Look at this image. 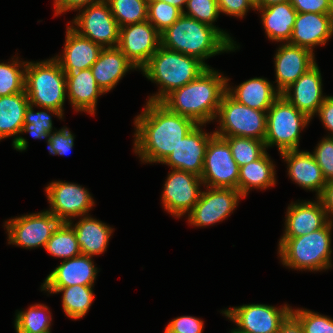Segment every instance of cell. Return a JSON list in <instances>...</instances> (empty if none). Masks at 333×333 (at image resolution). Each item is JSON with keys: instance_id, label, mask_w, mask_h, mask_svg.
Wrapping results in <instances>:
<instances>
[{"instance_id": "obj_1", "label": "cell", "mask_w": 333, "mask_h": 333, "mask_svg": "<svg viewBox=\"0 0 333 333\" xmlns=\"http://www.w3.org/2000/svg\"><path fill=\"white\" fill-rule=\"evenodd\" d=\"M134 152L145 163H162L197 125L192 119L169 111L160 102L147 101L134 121Z\"/></svg>"}, {"instance_id": "obj_2", "label": "cell", "mask_w": 333, "mask_h": 333, "mask_svg": "<svg viewBox=\"0 0 333 333\" xmlns=\"http://www.w3.org/2000/svg\"><path fill=\"white\" fill-rule=\"evenodd\" d=\"M229 79L208 67L195 80L169 93L160 103L169 111L204 125L216 119Z\"/></svg>"}, {"instance_id": "obj_3", "label": "cell", "mask_w": 333, "mask_h": 333, "mask_svg": "<svg viewBox=\"0 0 333 333\" xmlns=\"http://www.w3.org/2000/svg\"><path fill=\"white\" fill-rule=\"evenodd\" d=\"M161 46L202 61L234 47L216 28L181 15L160 34Z\"/></svg>"}, {"instance_id": "obj_4", "label": "cell", "mask_w": 333, "mask_h": 333, "mask_svg": "<svg viewBox=\"0 0 333 333\" xmlns=\"http://www.w3.org/2000/svg\"><path fill=\"white\" fill-rule=\"evenodd\" d=\"M208 67L199 59L162 46L141 68L144 76L159 84V92L149 98L161 102L169 93L195 80Z\"/></svg>"}, {"instance_id": "obj_5", "label": "cell", "mask_w": 333, "mask_h": 333, "mask_svg": "<svg viewBox=\"0 0 333 333\" xmlns=\"http://www.w3.org/2000/svg\"><path fill=\"white\" fill-rule=\"evenodd\" d=\"M329 220L321 229L294 238H281L279 255L282 264L299 270L320 271L329 269L331 264V230Z\"/></svg>"}, {"instance_id": "obj_6", "label": "cell", "mask_w": 333, "mask_h": 333, "mask_svg": "<svg viewBox=\"0 0 333 333\" xmlns=\"http://www.w3.org/2000/svg\"><path fill=\"white\" fill-rule=\"evenodd\" d=\"M25 92L30 105L58 110L63 115L66 74L54 59L27 62Z\"/></svg>"}, {"instance_id": "obj_7", "label": "cell", "mask_w": 333, "mask_h": 333, "mask_svg": "<svg viewBox=\"0 0 333 333\" xmlns=\"http://www.w3.org/2000/svg\"><path fill=\"white\" fill-rule=\"evenodd\" d=\"M310 120L281 95L267 110L266 148L277 145L280 153L299 150L300 131Z\"/></svg>"}, {"instance_id": "obj_8", "label": "cell", "mask_w": 333, "mask_h": 333, "mask_svg": "<svg viewBox=\"0 0 333 333\" xmlns=\"http://www.w3.org/2000/svg\"><path fill=\"white\" fill-rule=\"evenodd\" d=\"M219 115V116H218ZM220 120L218 136H236L264 141L267 111L250 108L233 99L227 92L222 96L216 118Z\"/></svg>"}, {"instance_id": "obj_9", "label": "cell", "mask_w": 333, "mask_h": 333, "mask_svg": "<svg viewBox=\"0 0 333 333\" xmlns=\"http://www.w3.org/2000/svg\"><path fill=\"white\" fill-rule=\"evenodd\" d=\"M239 169L227 140L213 134L206 148L203 171L200 176L203 184L211 188L238 190Z\"/></svg>"}, {"instance_id": "obj_10", "label": "cell", "mask_w": 333, "mask_h": 333, "mask_svg": "<svg viewBox=\"0 0 333 333\" xmlns=\"http://www.w3.org/2000/svg\"><path fill=\"white\" fill-rule=\"evenodd\" d=\"M82 11V13H81ZM73 19L71 28L102 48L117 47L120 27L106 0L90 4Z\"/></svg>"}, {"instance_id": "obj_11", "label": "cell", "mask_w": 333, "mask_h": 333, "mask_svg": "<svg viewBox=\"0 0 333 333\" xmlns=\"http://www.w3.org/2000/svg\"><path fill=\"white\" fill-rule=\"evenodd\" d=\"M291 310L287 304L279 309L265 304H246L222 312L239 326L231 333H277Z\"/></svg>"}, {"instance_id": "obj_12", "label": "cell", "mask_w": 333, "mask_h": 333, "mask_svg": "<svg viewBox=\"0 0 333 333\" xmlns=\"http://www.w3.org/2000/svg\"><path fill=\"white\" fill-rule=\"evenodd\" d=\"M60 223L55 215L46 210L10 219L5 221L4 226L8 232V244L33 249L39 246L45 248Z\"/></svg>"}, {"instance_id": "obj_13", "label": "cell", "mask_w": 333, "mask_h": 333, "mask_svg": "<svg viewBox=\"0 0 333 333\" xmlns=\"http://www.w3.org/2000/svg\"><path fill=\"white\" fill-rule=\"evenodd\" d=\"M45 188L50 204L48 211L61 222H70L71 217L88 216L95 204L88 190L74 183L54 181Z\"/></svg>"}, {"instance_id": "obj_14", "label": "cell", "mask_w": 333, "mask_h": 333, "mask_svg": "<svg viewBox=\"0 0 333 333\" xmlns=\"http://www.w3.org/2000/svg\"><path fill=\"white\" fill-rule=\"evenodd\" d=\"M240 198L244 197L237 189L207 187L188 214V222L205 227L223 221L235 210Z\"/></svg>"}, {"instance_id": "obj_15", "label": "cell", "mask_w": 333, "mask_h": 333, "mask_svg": "<svg viewBox=\"0 0 333 333\" xmlns=\"http://www.w3.org/2000/svg\"><path fill=\"white\" fill-rule=\"evenodd\" d=\"M171 170L172 172L169 173L164 184L161 199L166 211L176 218H180L186 212L189 214L198 202L201 195L199 186L203 182L199 176L193 173Z\"/></svg>"}, {"instance_id": "obj_16", "label": "cell", "mask_w": 333, "mask_h": 333, "mask_svg": "<svg viewBox=\"0 0 333 333\" xmlns=\"http://www.w3.org/2000/svg\"><path fill=\"white\" fill-rule=\"evenodd\" d=\"M160 33L147 20L120 27L118 48L141 69L161 46Z\"/></svg>"}, {"instance_id": "obj_17", "label": "cell", "mask_w": 333, "mask_h": 333, "mask_svg": "<svg viewBox=\"0 0 333 333\" xmlns=\"http://www.w3.org/2000/svg\"><path fill=\"white\" fill-rule=\"evenodd\" d=\"M202 125L197 124L179 143V145L166 157L162 164L171 169L182 170L202 175L206 148L210 137L214 133H205Z\"/></svg>"}, {"instance_id": "obj_18", "label": "cell", "mask_w": 333, "mask_h": 333, "mask_svg": "<svg viewBox=\"0 0 333 333\" xmlns=\"http://www.w3.org/2000/svg\"><path fill=\"white\" fill-rule=\"evenodd\" d=\"M281 95L310 119L315 113L317 115L320 105L327 97L322 93V77L317 64L301 75Z\"/></svg>"}, {"instance_id": "obj_19", "label": "cell", "mask_w": 333, "mask_h": 333, "mask_svg": "<svg viewBox=\"0 0 333 333\" xmlns=\"http://www.w3.org/2000/svg\"><path fill=\"white\" fill-rule=\"evenodd\" d=\"M274 61L277 90L281 94L316 64L314 52L289 43L282 44L279 47Z\"/></svg>"}, {"instance_id": "obj_20", "label": "cell", "mask_w": 333, "mask_h": 333, "mask_svg": "<svg viewBox=\"0 0 333 333\" xmlns=\"http://www.w3.org/2000/svg\"><path fill=\"white\" fill-rule=\"evenodd\" d=\"M333 35V14L297 13L289 44L313 52L316 45H325Z\"/></svg>"}, {"instance_id": "obj_21", "label": "cell", "mask_w": 333, "mask_h": 333, "mask_svg": "<svg viewBox=\"0 0 333 333\" xmlns=\"http://www.w3.org/2000/svg\"><path fill=\"white\" fill-rule=\"evenodd\" d=\"M291 203L287 209L285 232L281 238H294L321 229L329 220L322 202Z\"/></svg>"}, {"instance_id": "obj_22", "label": "cell", "mask_w": 333, "mask_h": 333, "mask_svg": "<svg viewBox=\"0 0 333 333\" xmlns=\"http://www.w3.org/2000/svg\"><path fill=\"white\" fill-rule=\"evenodd\" d=\"M65 41L63 55L54 57L65 73L91 68L102 49L99 44L79 35L71 25L67 26Z\"/></svg>"}, {"instance_id": "obj_23", "label": "cell", "mask_w": 333, "mask_h": 333, "mask_svg": "<svg viewBox=\"0 0 333 333\" xmlns=\"http://www.w3.org/2000/svg\"><path fill=\"white\" fill-rule=\"evenodd\" d=\"M91 256L80 254L63 260L44 280L41 287L93 286L98 269Z\"/></svg>"}, {"instance_id": "obj_24", "label": "cell", "mask_w": 333, "mask_h": 333, "mask_svg": "<svg viewBox=\"0 0 333 333\" xmlns=\"http://www.w3.org/2000/svg\"><path fill=\"white\" fill-rule=\"evenodd\" d=\"M29 105L25 91L0 97V140L16 136L12 145L17 151H24L28 147L27 140L21 137L20 133L24 125L25 112Z\"/></svg>"}, {"instance_id": "obj_25", "label": "cell", "mask_w": 333, "mask_h": 333, "mask_svg": "<svg viewBox=\"0 0 333 333\" xmlns=\"http://www.w3.org/2000/svg\"><path fill=\"white\" fill-rule=\"evenodd\" d=\"M280 155L288 164V175L291 180L306 190L316 191L318 198L327 181L314 156L308 151L299 150L285 151Z\"/></svg>"}, {"instance_id": "obj_26", "label": "cell", "mask_w": 333, "mask_h": 333, "mask_svg": "<svg viewBox=\"0 0 333 333\" xmlns=\"http://www.w3.org/2000/svg\"><path fill=\"white\" fill-rule=\"evenodd\" d=\"M137 67L118 47L102 48L91 70L103 93L112 90L127 71Z\"/></svg>"}, {"instance_id": "obj_27", "label": "cell", "mask_w": 333, "mask_h": 333, "mask_svg": "<svg viewBox=\"0 0 333 333\" xmlns=\"http://www.w3.org/2000/svg\"><path fill=\"white\" fill-rule=\"evenodd\" d=\"M65 74L67 97L73 108L93 115L97 98L103 91L98 87L91 68Z\"/></svg>"}, {"instance_id": "obj_28", "label": "cell", "mask_w": 333, "mask_h": 333, "mask_svg": "<svg viewBox=\"0 0 333 333\" xmlns=\"http://www.w3.org/2000/svg\"><path fill=\"white\" fill-rule=\"evenodd\" d=\"M226 92L236 101L250 108L267 111L281 96V93L266 80V78H252L237 87H226Z\"/></svg>"}, {"instance_id": "obj_29", "label": "cell", "mask_w": 333, "mask_h": 333, "mask_svg": "<svg viewBox=\"0 0 333 333\" xmlns=\"http://www.w3.org/2000/svg\"><path fill=\"white\" fill-rule=\"evenodd\" d=\"M74 229L81 253L87 256L102 254L108 245L113 229L100 220L83 216L73 225L72 220L68 222Z\"/></svg>"}, {"instance_id": "obj_30", "label": "cell", "mask_w": 333, "mask_h": 333, "mask_svg": "<svg viewBox=\"0 0 333 333\" xmlns=\"http://www.w3.org/2000/svg\"><path fill=\"white\" fill-rule=\"evenodd\" d=\"M255 10L262 12L263 28L270 40L289 42L297 16V11L289 1L255 8Z\"/></svg>"}, {"instance_id": "obj_31", "label": "cell", "mask_w": 333, "mask_h": 333, "mask_svg": "<svg viewBox=\"0 0 333 333\" xmlns=\"http://www.w3.org/2000/svg\"><path fill=\"white\" fill-rule=\"evenodd\" d=\"M275 166L267 152L239 169L238 190L245 198L251 188L267 189L275 185Z\"/></svg>"}, {"instance_id": "obj_32", "label": "cell", "mask_w": 333, "mask_h": 333, "mask_svg": "<svg viewBox=\"0 0 333 333\" xmlns=\"http://www.w3.org/2000/svg\"><path fill=\"white\" fill-rule=\"evenodd\" d=\"M93 286L41 287L50 294L62 292V307L67 317L80 319L88 312L94 297Z\"/></svg>"}, {"instance_id": "obj_33", "label": "cell", "mask_w": 333, "mask_h": 333, "mask_svg": "<svg viewBox=\"0 0 333 333\" xmlns=\"http://www.w3.org/2000/svg\"><path fill=\"white\" fill-rule=\"evenodd\" d=\"M45 250L64 260L74 258L81 253L75 231L68 222H61L47 241Z\"/></svg>"}, {"instance_id": "obj_34", "label": "cell", "mask_w": 333, "mask_h": 333, "mask_svg": "<svg viewBox=\"0 0 333 333\" xmlns=\"http://www.w3.org/2000/svg\"><path fill=\"white\" fill-rule=\"evenodd\" d=\"M48 307L35 304L26 311H18L15 317V329L27 333H51L52 321Z\"/></svg>"}, {"instance_id": "obj_35", "label": "cell", "mask_w": 333, "mask_h": 333, "mask_svg": "<svg viewBox=\"0 0 333 333\" xmlns=\"http://www.w3.org/2000/svg\"><path fill=\"white\" fill-rule=\"evenodd\" d=\"M119 27L147 21L148 0H106Z\"/></svg>"}, {"instance_id": "obj_36", "label": "cell", "mask_w": 333, "mask_h": 333, "mask_svg": "<svg viewBox=\"0 0 333 333\" xmlns=\"http://www.w3.org/2000/svg\"><path fill=\"white\" fill-rule=\"evenodd\" d=\"M44 111L34 112L33 105H29L26 109L24 116V125L21 130L23 132H29V134L36 139H47V145L50 141V136L52 134L53 124L52 117L50 112L54 113L53 115L62 118V114L55 109L43 108ZM49 112V113H48ZM48 113V114H47Z\"/></svg>"}, {"instance_id": "obj_37", "label": "cell", "mask_w": 333, "mask_h": 333, "mask_svg": "<svg viewBox=\"0 0 333 333\" xmlns=\"http://www.w3.org/2000/svg\"><path fill=\"white\" fill-rule=\"evenodd\" d=\"M224 137L231 149L232 156L239 167L259 159L265 152V142L262 140L236 136Z\"/></svg>"}, {"instance_id": "obj_38", "label": "cell", "mask_w": 333, "mask_h": 333, "mask_svg": "<svg viewBox=\"0 0 333 333\" xmlns=\"http://www.w3.org/2000/svg\"><path fill=\"white\" fill-rule=\"evenodd\" d=\"M23 62V63H21ZM11 61L0 63V97L25 91V70L27 61ZM22 66V67H21ZM19 68H22L19 70Z\"/></svg>"}, {"instance_id": "obj_39", "label": "cell", "mask_w": 333, "mask_h": 333, "mask_svg": "<svg viewBox=\"0 0 333 333\" xmlns=\"http://www.w3.org/2000/svg\"><path fill=\"white\" fill-rule=\"evenodd\" d=\"M186 8L188 11H183V15L216 28L234 47L236 46L227 32L212 24L220 14L217 0H187Z\"/></svg>"}, {"instance_id": "obj_40", "label": "cell", "mask_w": 333, "mask_h": 333, "mask_svg": "<svg viewBox=\"0 0 333 333\" xmlns=\"http://www.w3.org/2000/svg\"><path fill=\"white\" fill-rule=\"evenodd\" d=\"M183 12L168 3L160 0H148V18L147 20L161 34L168 29Z\"/></svg>"}, {"instance_id": "obj_41", "label": "cell", "mask_w": 333, "mask_h": 333, "mask_svg": "<svg viewBox=\"0 0 333 333\" xmlns=\"http://www.w3.org/2000/svg\"><path fill=\"white\" fill-rule=\"evenodd\" d=\"M291 314L299 321L304 333H333V319L307 309H293Z\"/></svg>"}, {"instance_id": "obj_42", "label": "cell", "mask_w": 333, "mask_h": 333, "mask_svg": "<svg viewBox=\"0 0 333 333\" xmlns=\"http://www.w3.org/2000/svg\"><path fill=\"white\" fill-rule=\"evenodd\" d=\"M312 153L327 182L333 180V137H325Z\"/></svg>"}, {"instance_id": "obj_43", "label": "cell", "mask_w": 333, "mask_h": 333, "mask_svg": "<svg viewBox=\"0 0 333 333\" xmlns=\"http://www.w3.org/2000/svg\"><path fill=\"white\" fill-rule=\"evenodd\" d=\"M74 146V135L68 128L52 132L48 143V150L53 155H67Z\"/></svg>"}, {"instance_id": "obj_44", "label": "cell", "mask_w": 333, "mask_h": 333, "mask_svg": "<svg viewBox=\"0 0 333 333\" xmlns=\"http://www.w3.org/2000/svg\"><path fill=\"white\" fill-rule=\"evenodd\" d=\"M203 321L192 316H180L173 319L164 333H202Z\"/></svg>"}, {"instance_id": "obj_45", "label": "cell", "mask_w": 333, "mask_h": 333, "mask_svg": "<svg viewBox=\"0 0 333 333\" xmlns=\"http://www.w3.org/2000/svg\"><path fill=\"white\" fill-rule=\"evenodd\" d=\"M297 13L333 14L331 0H288Z\"/></svg>"}, {"instance_id": "obj_46", "label": "cell", "mask_w": 333, "mask_h": 333, "mask_svg": "<svg viewBox=\"0 0 333 333\" xmlns=\"http://www.w3.org/2000/svg\"><path fill=\"white\" fill-rule=\"evenodd\" d=\"M220 13H225L230 16L243 18L248 12V9L255 7L249 0H217Z\"/></svg>"}, {"instance_id": "obj_47", "label": "cell", "mask_w": 333, "mask_h": 333, "mask_svg": "<svg viewBox=\"0 0 333 333\" xmlns=\"http://www.w3.org/2000/svg\"><path fill=\"white\" fill-rule=\"evenodd\" d=\"M318 116L320 117L323 125L326 129L330 131L333 137V96H327L323 103L320 105L318 112Z\"/></svg>"}, {"instance_id": "obj_48", "label": "cell", "mask_w": 333, "mask_h": 333, "mask_svg": "<svg viewBox=\"0 0 333 333\" xmlns=\"http://www.w3.org/2000/svg\"><path fill=\"white\" fill-rule=\"evenodd\" d=\"M104 0H55V15H59L69 10H79L85 6Z\"/></svg>"}, {"instance_id": "obj_49", "label": "cell", "mask_w": 333, "mask_h": 333, "mask_svg": "<svg viewBox=\"0 0 333 333\" xmlns=\"http://www.w3.org/2000/svg\"><path fill=\"white\" fill-rule=\"evenodd\" d=\"M329 219L333 215V180L326 183L321 195L318 197ZM330 214V216L328 215Z\"/></svg>"}, {"instance_id": "obj_50", "label": "cell", "mask_w": 333, "mask_h": 333, "mask_svg": "<svg viewBox=\"0 0 333 333\" xmlns=\"http://www.w3.org/2000/svg\"><path fill=\"white\" fill-rule=\"evenodd\" d=\"M277 333H304L299 321L290 314L286 320L281 324Z\"/></svg>"}, {"instance_id": "obj_51", "label": "cell", "mask_w": 333, "mask_h": 333, "mask_svg": "<svg viewBox=\"0 0 333 333\" xmlns=\"http://www.w3.org/2000/svg\"><path fill=\"white\" fill-rule=\"evenodd\" d=\"M160 1L171 4L179 8L182 12L184 11L183 5L185 6L187 3V0H160Z\"/></svg>"}, {"instance_id": "obj_52", "label": "cell", "mask_w": 333, "mask_h": 333, "mask_svg": "<svg viewBox=\"0 0 333 333\" xmlns=\"http://www.w3.org/2000/svg\"><path fill=\"white\" fill-rule=\"evenodd\" d=\"M288 0H261V7H267L273 4L284 3Z\"/></svg>"}, {"instance_id": "obj_53", "label": "cell", "mask_w": 333, "mask_h": 333, "mask_svg": "<svg viewBox=\"0 0 333 333\" xmlns=\"http://www.w3.org/2000/svg\"><path fill=\"white\" fill-rule=\"evenodd\" d=\"M255 8L261 7V0H249Z\"/></svg>"}, {"instance_id": "obj_54", "label": "cell", "mask_w": 333, "mask_h": 333, "mask_svg": "<svg viewBox=\"0 0 333 333\" xmlns=\"http://www.w3.org/2000/svg\"><path fill=\"white\" fill-rule=\"evenodd\" d=\"M16 332H17V333H27V332H21V331H18L17 329H16Z\"/></svg>"}]
</instances>
